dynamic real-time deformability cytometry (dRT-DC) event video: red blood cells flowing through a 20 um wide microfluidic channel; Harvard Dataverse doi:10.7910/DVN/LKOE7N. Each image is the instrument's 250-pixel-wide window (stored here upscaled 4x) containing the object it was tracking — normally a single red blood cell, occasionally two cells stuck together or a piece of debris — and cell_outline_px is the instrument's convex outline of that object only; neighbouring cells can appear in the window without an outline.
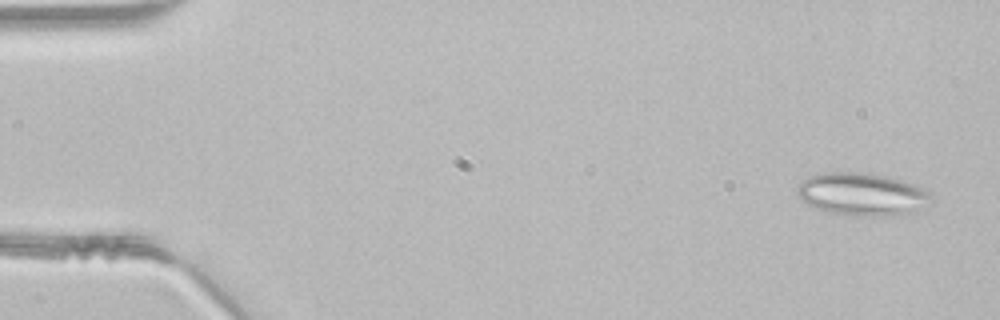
{"species": "common noctule bat (a hibernating species)", "species_latin": "Nyctalus noctula", "temperature_condition": "room temperature", "stored_images_in_passage": 47, "segment_of_instrument_passage": [1, 2], "camera_frame_rate_fps": 3000, "um_per_image_px": 0.085, "animal": {"sex": "male", "body_mass_g": 21.5, "forearm_length_mm": 52.0}, "frame": {"image": 1, "passage_image": 2, "time_ms": 0.333, "image_size_px": [1000, 320], "cell_outline_px": [[936, 196], [932, 204], [920, 212], [912, 216], [856, 216], [832, 212], [816, 208], [808, 204], [796, 192], [800, 184], [804, 180], [812, 176], [824, 172], [872, 172], [904, 180], [916, 184], [932, 192]], "centroid_in_image_um": [73.5, 16.53], "position_along_channel_um": 11.5, "area_um2": 34.51}}
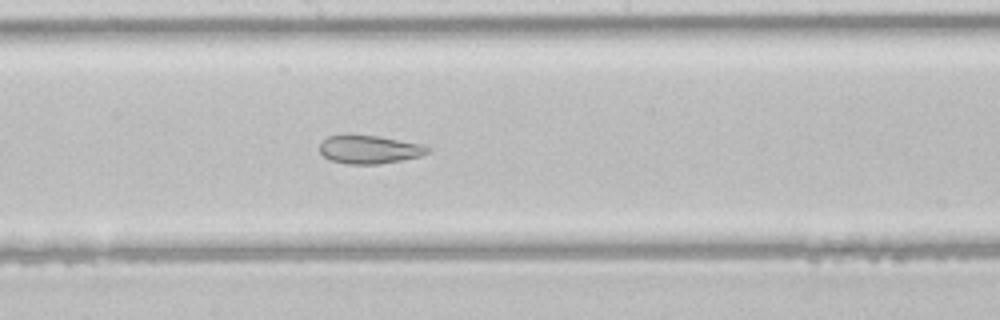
{"frame": {"image": 2, "passage_image": 25, "time_ms": 8.0, "image_size_px": [1000, 320], "cell_outline_px": [[432, 148], [428, 152], [420, 156], [380, 164], [348, 164], [332, 160], [324, 156], [320, 152], [320, 144], [328, 136], [380, 136], [424, 144]], "centroid_in_image_um": [31.46, 12.71], "position_along_channel_um": 216.7, "area_um2": 17.57}}
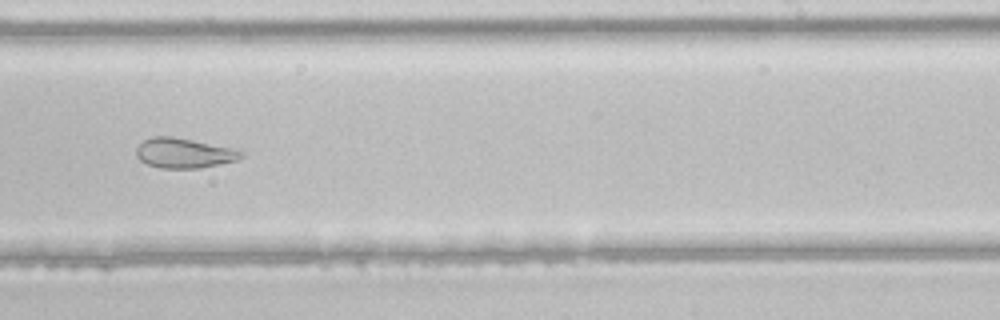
{"frame": {"image": 3, "passage_image": 29, "time_ms": 9.333, "image_size_px": [1000, 320], "cell_outline_px": [[244, 156], [236, 160], [200, 168], [160, 168], [148, 164], [140, 160], [136, 156], [136, 148], [144, 140], [152, 136], [172, 136], [240, 148], [244, 152]], "centroid_in_image_um": [15.69, 12.99], "position_along_channel_um": 273.3, "area_um2": 18.61}}